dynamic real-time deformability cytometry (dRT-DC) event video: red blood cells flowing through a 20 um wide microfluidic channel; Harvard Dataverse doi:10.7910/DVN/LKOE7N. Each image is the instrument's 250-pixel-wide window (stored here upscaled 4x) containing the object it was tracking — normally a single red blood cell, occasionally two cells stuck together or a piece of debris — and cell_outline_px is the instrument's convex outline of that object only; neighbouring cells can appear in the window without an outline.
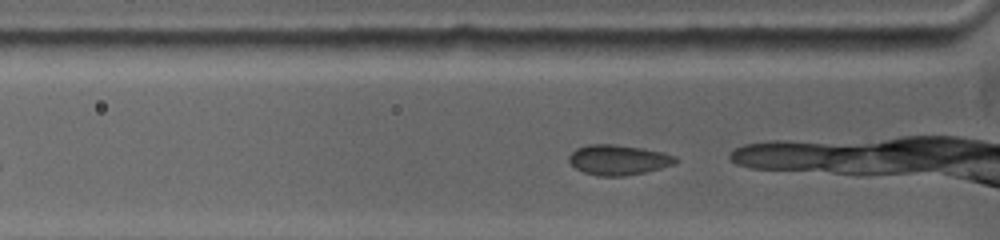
{"species": "common noctule bat (a hibernating species)", "species_latin": "Nyctalus noctula", "temperature_condition": "warm", "stored_images_in_passage": 8, "camera_frame_rate_fps": 5000, "um_per_image_px": 0.085, "animal": {"sex": "female", "body_mass_g": 19.0, "forearm_length_mm": 53.3}, "frame": {"image": 1, "passage_image": 3, "time_ms": 0.4, "image_size_px": [1000, 240], "cell_outline_px": [[676, 160], [672, 164], [660, 168], [644, 172], [624, 176], [600, 176], [584, 172], [576, 168], [568, 160], [568, 156], [576, 148], [588, 144], [608, 144], [640, 148], [660, 152], [676, 156]], "centroid_in_image_um": [52.5, 13.59], "position_along_channel_um": 73.3, "area_um2": 18.32}}
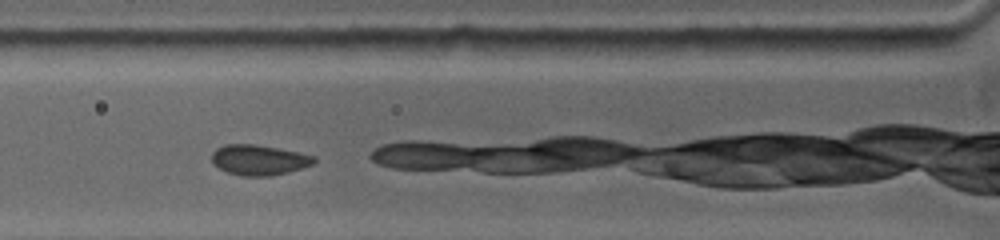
{"frame": {"image": 2, "passage_image": 7, "time_ms": 1.2, "image_size_px": [1000, 240], "cell_outline_px": [[316, 160], [312, 164], [288, 172], [272, 176], [240, 176], [228, 172], [220, 168], [212, 160], [212, 152], [216, 148], [224, 144], [252, 144], [276, 148], [316, 156]], "centroid_in_image_um": [22.0, 13.6], "position_along_channel_um": 103.8, "area_um2": 17.86}}